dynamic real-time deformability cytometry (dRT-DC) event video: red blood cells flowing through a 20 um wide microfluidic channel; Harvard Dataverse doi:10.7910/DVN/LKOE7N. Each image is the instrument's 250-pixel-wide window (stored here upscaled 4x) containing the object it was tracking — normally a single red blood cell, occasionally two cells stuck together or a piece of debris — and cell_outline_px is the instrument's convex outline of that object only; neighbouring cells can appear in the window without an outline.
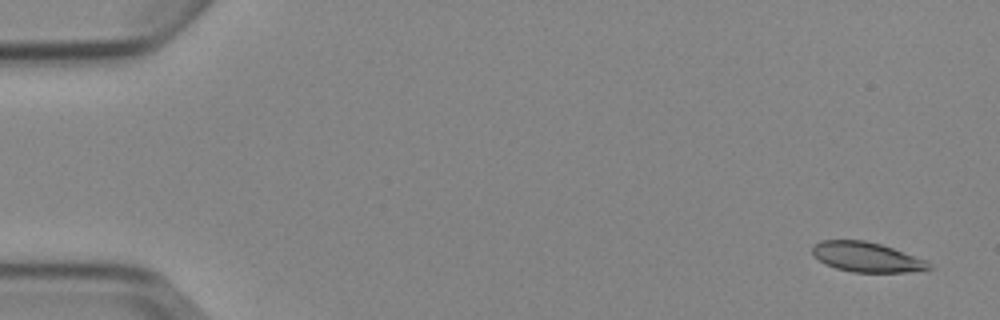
{"species": "Egyptian fruit bat (a non-hibernating species)", "species_latin": "Rousettus aegyptiacus", "temperature_condition": "cold", "stored_images_in_passage": 5, "camera_frame_rate_fps": 3000, "um_per_image_px": 0.085, "animal": {"sex": "female"}, "frame": {"image": 1, "passage_image": 1, "time_ms": 0.0, "image_size_px": [1000, 320], "cell_outline_px": [[932, 268], [904, 272], [852, 272], [836, 268], [820, 260], [812, 252], [812, 244], [820, 240], [864, 240], [880, 244], [892, 248], [924, 260]], "centroid_in_image_um": [73.59, 21.84], "position_along_channel_um": 11.4, "area_um2": 19.77}}
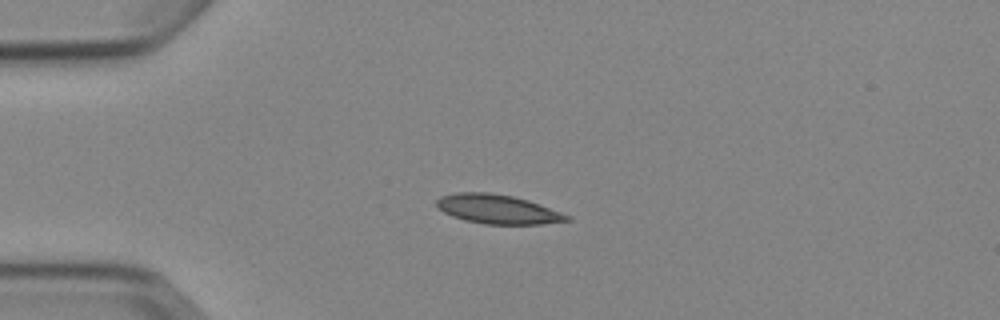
{"frame": {"image": 2, "passage_image": 4, "time_ms": 3.667, "image_size_px": [1000, 320], "cell_outline_px": [[572, 220], [540, 224], [484, 224], [464, 220], [452, 216], [444, 212], [436, 204], [436, 200], [440, 196], [456, 192], [488, 192], [512, 196], [528, 200], [572, 216]], "centroid_in_image_um": [42.3, 17.78], "position_along_channel_um": 42.7, "area_um2": 22.14}}